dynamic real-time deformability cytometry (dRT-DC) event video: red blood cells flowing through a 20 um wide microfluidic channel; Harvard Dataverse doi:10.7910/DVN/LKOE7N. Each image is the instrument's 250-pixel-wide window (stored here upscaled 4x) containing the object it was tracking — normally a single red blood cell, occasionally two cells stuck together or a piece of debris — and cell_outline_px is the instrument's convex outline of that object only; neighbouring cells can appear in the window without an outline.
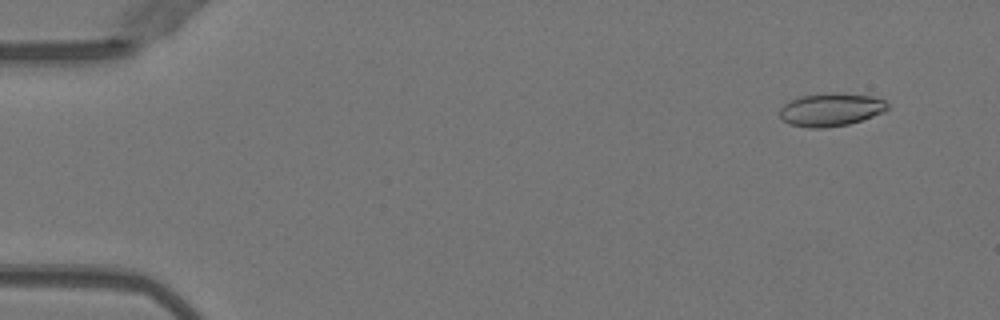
{"species": "Egyptian fruit bat (a non-hibernating species)", "species_latin": "Rousettus aegyptiacus", "temperature_condition": "warm", "stored_images_in_passage": 13, "camera_frame_rate_fps": 3000, "um_per_image_px": 0.085, "animal": {"sex": "female"}, "frame": {"image": 1, "passage_image": 4, "time_ms": 1.0, "image_size_px": [1000, 320], "cell_outline_px": [[888, 108], [884, 112], [848, 124], [824, 128], [808, 128], [788, 124], [780, 116], [780, 108], [788, 100], [800, 96], [832, 92], [840, 92], [872, 96], [884, 100], [888, 104]], "centroid_in_image_um": [70.6, 9.31], "position_along_channel_um": 14.4, "area_um2": 20.92}}